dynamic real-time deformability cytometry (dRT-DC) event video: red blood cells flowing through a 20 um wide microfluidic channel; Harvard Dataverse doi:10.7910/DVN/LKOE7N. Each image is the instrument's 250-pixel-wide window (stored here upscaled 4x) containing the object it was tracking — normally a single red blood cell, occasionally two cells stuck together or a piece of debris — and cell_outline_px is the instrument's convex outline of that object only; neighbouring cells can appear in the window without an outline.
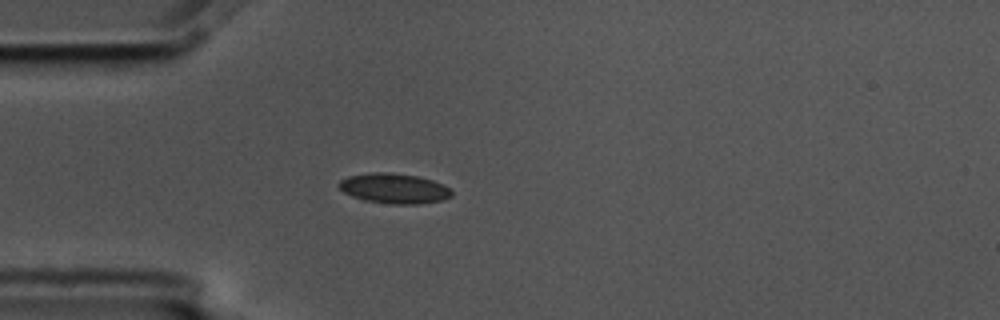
{"species": "common noctule bat (a hibernating species)", "species_latin": "Nyctalus noctula", "temperature_condition": "cold", "stored_images_in_passage": 3, "camera_frame_rate_fps": 3000, "um_per_image_px": 0.085, "animal": {"sex": "male", "body_mass_g": 17.5, "forearm_length_mm": 52.3}, "frame": {"image": 1, "passage_image": 1, "time_ms": 0.0, "image_size_px": [1000, 320], "cell_outline_px": [[452, 196], [444, 200], [420, 204], [392, 204], [364, 200], [352, 196], [344, 192], [336, 184], [340, 180], [348, 176], [372, 172], [392, 172], [416, 176], [432, 180], [448, 188], [452, 192]], "centroid_in_image_um": [33.48, 16.02], "position_along_channel_um": 51.5, "area_um2": 19.77}}